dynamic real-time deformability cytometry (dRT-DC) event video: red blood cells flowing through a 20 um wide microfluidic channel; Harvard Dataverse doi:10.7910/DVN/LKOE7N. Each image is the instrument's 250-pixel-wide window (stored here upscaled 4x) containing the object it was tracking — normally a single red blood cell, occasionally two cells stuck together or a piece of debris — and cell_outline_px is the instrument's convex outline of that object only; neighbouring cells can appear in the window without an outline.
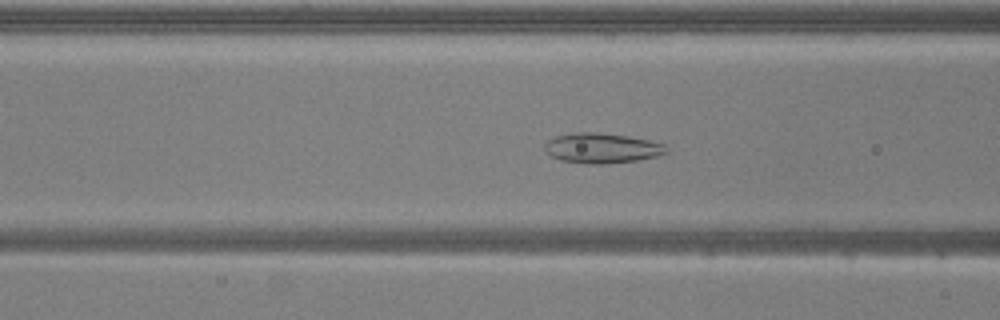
{"species": "common noctule bat (a hibernating species)", "species_latin": "Nyctalus noctula", "temperature_condition": "warm", "stored_images_in_passage": 41, "camera_frame_rate_fps": 3000, "um_per_image_px": 0.085, "animal": {"sex": "male", "body_mass_g": 20.5, "forearm_length_mm": 52.5}, "frame": {"image": 1, "passage_image": 15, "time_ms": 4.667, "image_size_px": [1000, 320], "cell_outline_px": [[668, 152], [656, 156], [640, 160], [608, 164], [588, 164], [560, 160], [544, 152], [544, 144], [548, 140], [556, 136], [576, 132], [596, 132], [628, 136], [648, 140], [664, 144]], "centroid_in_image_um": [51.13, 12.6], "position_along_channel_um": 115.5, "area_um2": 21.44}}
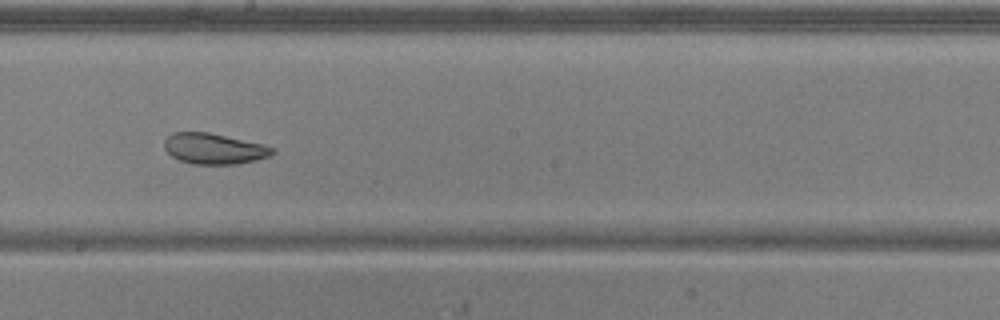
{"frame": {"image": 2, "passage_image": 24, "time_ms": 7.667, "image_size_px": [1000, 320], "cell_outline_px": [[276, 152], [272, 156], [256, 160], [236, 164], [192, 164], [180, 160], [172, 156], [164, 148], [164, 140], [172, 132], [208, 132], [264, 144], [276, 148]], "centroid_in_image_um": [18.23, 12.64], "position_along_channel_um": 230.0, "area_um2": 19.54}}
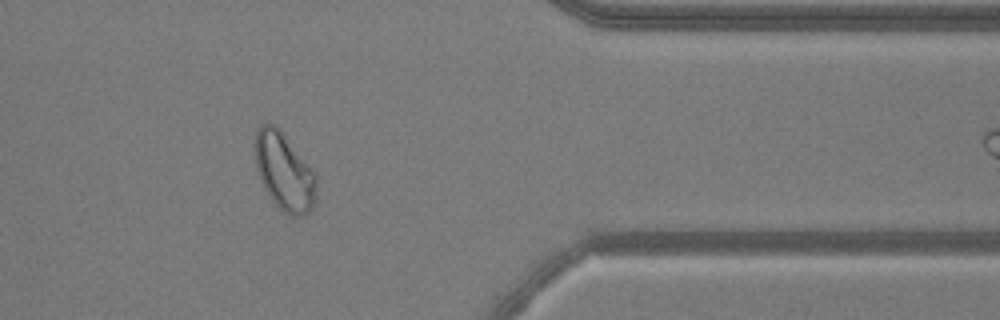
{"frame": {"image": 3, "passage_image": 38, "time_ms": 12.333, "image_size_px": [1000, 320], "cell_outline_px": [[316, 196], [312, 208], [304, 216], [292, 216], [284, 212], [276, 204], [264, 188], [260, 180], [256, 168], [256, 128], [260, 124], [276, 124], [316, 176]], "centroid_in_image_um": [24.15, 14.6], "position_along_channel_um": 387.3, "area_um2": 27.22}, "authors_computed_cell_mechanics": {"area_um2": 22.9466, "velocity_mm_per_s": 3.8219, "shape_relaxation_time_tau1_ms": null, "shape_relaxation_time_tau2_ms": 1.6111, "deformation_change_tau1": null, "deformation_change_tau2": 0.0701}}